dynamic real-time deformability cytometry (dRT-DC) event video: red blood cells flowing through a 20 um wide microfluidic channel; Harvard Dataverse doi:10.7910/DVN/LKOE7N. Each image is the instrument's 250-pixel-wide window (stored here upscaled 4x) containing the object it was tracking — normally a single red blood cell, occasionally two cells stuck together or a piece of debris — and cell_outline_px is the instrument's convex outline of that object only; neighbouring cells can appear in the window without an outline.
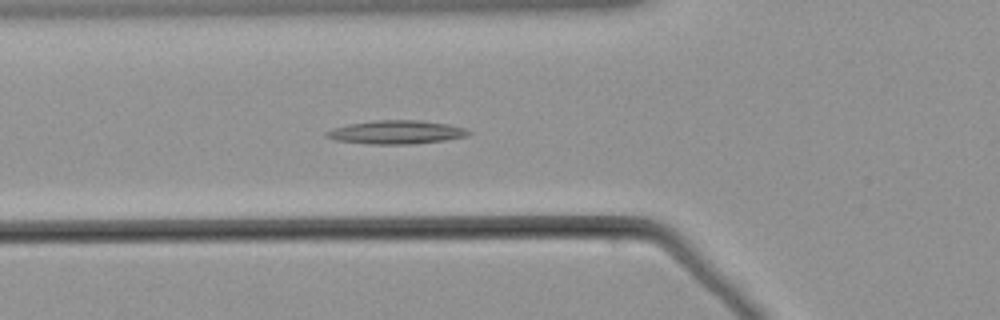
{"species": "common noctule bat (a hibernating species)", "species_latin": "Nyctalus noctula", "temperature_condition": "warm", "stored_images_in_passage": 48, "camera_frame_rate_fps": 3000, "um_per_image_px": 0.085, "animal": {"sex": "male", "body_mass_g": 21.5, "forearm_length_mm": 52.0}, "frame": {"image": 1, "passage_image": 12, "time_ms": 3.667, "image_size_px": [1000, 320], "cell_outline_px": [[472, 132], [468, 136], [444, 140], [412, 144], [368, 144], [336, 140], [324, 136], [324, 132], [348, 124], [376, 120], [420, 120], [448, 124], [464, 128]], "centroid_in_image_um": [33.69, 11.24], "position_along_channel_um": 92.1, "area_um2": 19.42}}
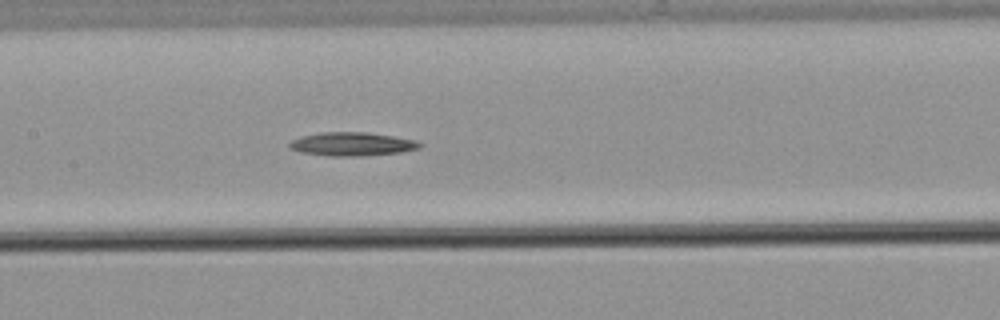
{"frame": {"image": 2, "passage_image": 19, "time_ms": 6.0, "image_size_px": [1000, 320], "cell_outline_px": [[424, 144], [420, 148], [400, 152], [364, 156], [332, 156], [300, 152], [288, 148], [288, 144], [292, 140], [304, 136], [324, 132], [364, 132], [392, 136], [416, 140]], "centroid_in_image_um": [29.94, 12.25], "position_along_channel_um": 177.5, "area_um2": 17.8}}
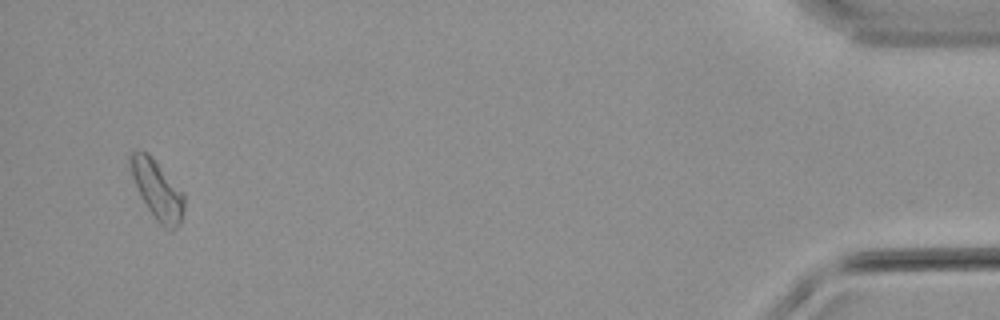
{"frame": {"image": 3, "passage_image": 46, "time_ms": 15.0, "image_size_px": [1000, 320], "cell_outline_px": [[184, 212], [180, 224], [172, 232], [168, 232], [152, 216], [140, 196], [132, 176], [128, 160], [128, 152], [148, 152], [184, 192]], "centroid_in_image_um": [13.38, 16.17], "position_along_channel_um": 421.8, "area_um2": 18.84}}